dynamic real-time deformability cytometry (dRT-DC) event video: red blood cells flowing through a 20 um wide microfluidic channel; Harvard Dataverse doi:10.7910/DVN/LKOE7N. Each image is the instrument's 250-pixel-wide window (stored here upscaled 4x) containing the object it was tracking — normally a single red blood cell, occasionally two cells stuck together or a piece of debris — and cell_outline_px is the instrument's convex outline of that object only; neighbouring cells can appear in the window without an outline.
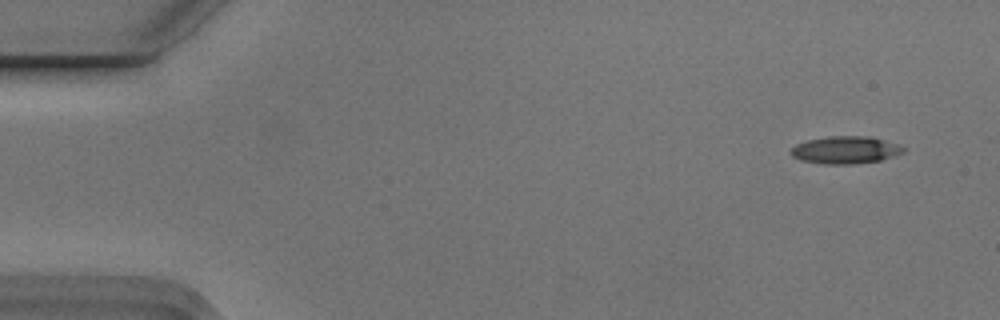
{"species": "Egyptian fruit bat (a non-hibernating species)", "species_latin": "Rousettus aegyptiacus", "temperature_condition": "cold", "stored_images_in_passage": 5, "camera_frame_rate_fps": 3000, "um_per_image_px": 0.085, "animal": {"sex": "male"}, "frame": {"image": 1, "passage_image": 1, "time_ms": 0.0, "image_size_px": [1000, 320], "cell_outline_px": [[908, 148], [904, 152], [896, 156], [880, 160], [852, 164], [824, 164], [800, 160], [792, 156], [788, 152], [796, 144], [808, 140], [828, 136], [872, 136]], "centroid_in_image_um": [71.87, 12.74], "position_along_channel_um": 13.1, "area_um2": 18.15}}
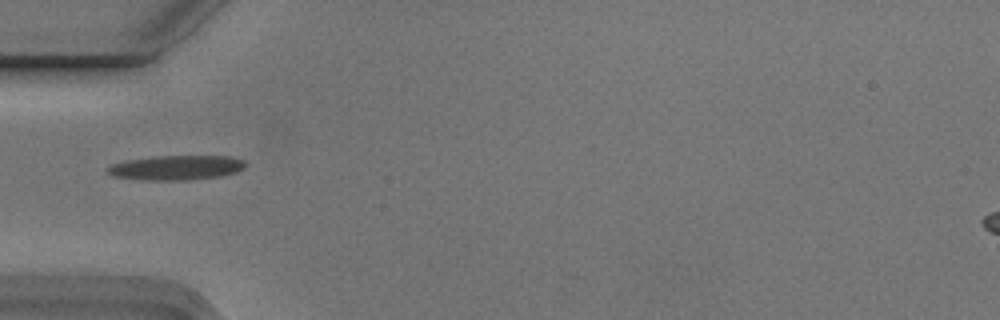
{"frame": {"image": 2, "passage_image": 5, "time_ms": 1.333, "image_size_px": [1000, 320], "cell_outline_px": [[248, 164], [244, 168], [236, 172], [220, 176], [188, 180], [148, 180], [112, 176], [104, 168], [112, 164], [124, 160], [152, 156], [228, 156], [244, 160]], "centroid_in_image_um": [14.97, 14.24], "position_along_channel_um": 70.0, "area_um2": 19.94}}